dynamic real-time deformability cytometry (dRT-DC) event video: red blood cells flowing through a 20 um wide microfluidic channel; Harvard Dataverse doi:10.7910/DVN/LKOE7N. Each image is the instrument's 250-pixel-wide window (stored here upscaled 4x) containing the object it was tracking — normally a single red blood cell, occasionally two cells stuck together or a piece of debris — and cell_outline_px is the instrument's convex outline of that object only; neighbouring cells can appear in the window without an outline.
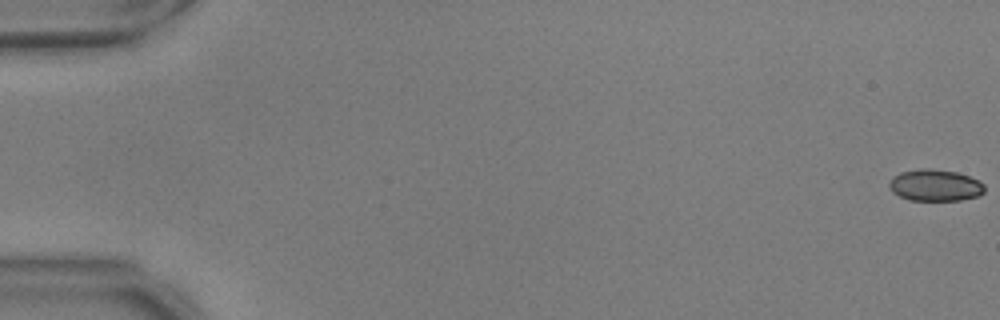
{"species": "common noctule bat (a hibernating species)", "species_latin": "Nyctalus noctula", "temperature_condition": "warm", "stored_images_in_passage": 56, "camera_frame_rate_fps": 3000, "um_per_image_px": 0.085, "animal": {"sex": "male", "body_mass_g": 17.9, "forearm_length_mm": 54.2}, "frame": {"image": 1, "passage_image": 1, "time_ms": 0.0, "image_size_px": [1000, 320], "cell_outline_px": [[984, 192], [980, 196], [960, 200], [908, 200], [892, 192], [888, 184], [900, 172], [924, 168], [928, 168], [956, 172], [968, 176], [984, 184]], "centroid_in_image_um": [79.5, 15.76], "position_along_channel_um": 5.5, "area_um2": 17.4}}
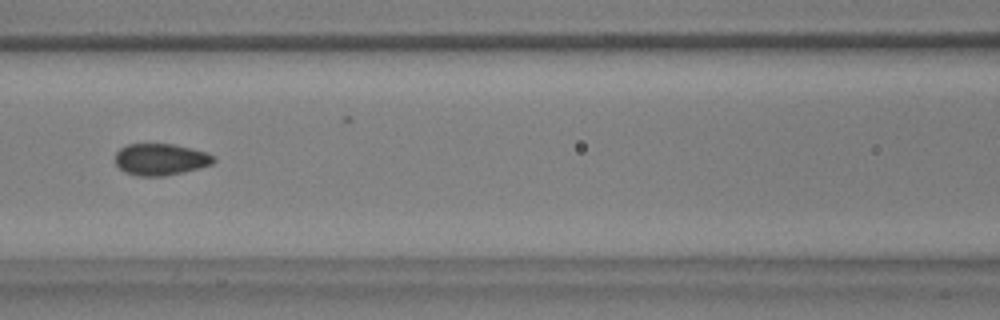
{"frame": {"image": 2, "passage_image": 26, "time_ms": 8.333, "image_size_px": [1000, 320], "cell_outline_px": [[216, 160], [212, 164], [200, 168], [184, 172], [164, 176], [136, 176], [124, 172], [116, 164], [116, 152], [120, 148], [128, 144], [172, 144], [204, 152], [212, 156]], "centroid_in_image_um": [13.62, 13.56], "position_along_channel_um": 153.0, "area_um2": 18.03}}
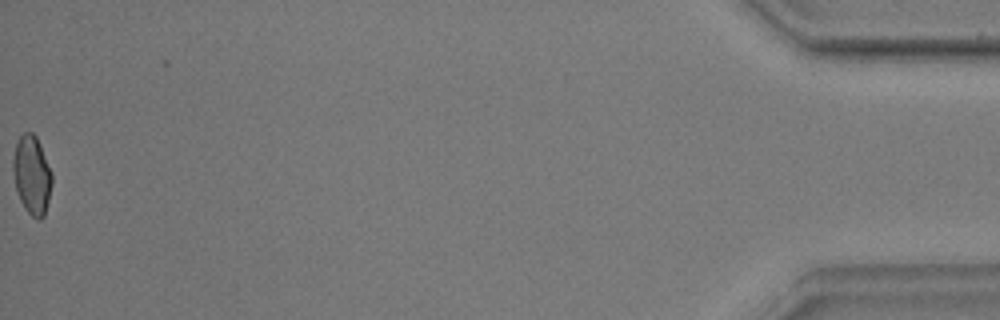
{"frame": {"image": 3, "passage_image": 56, "time_ms": 18.333, "image_size_px": [1000, 320], "cell_outline_px": [[52, 184], [44, 216], [40, 220], [36, 220], [24, 208], [20, 200], [16, 188], [12, 168], [12, 160], [16, 144], [20, 136], [24, 132], [32, 132], [36, 136], [40, 144], [52, 172]], "centroid_in_image_um": [2.71, 14.88], "position_along_channel_um": 432.5, "area_um2": 17.86}, "authors_computed_cell_mechanics": {"area_um2": 18.0625, "velocity_mm_per_s": 3.728, "shape_relaxation_time_tau1_ms": 4.2536, "shape_relaxation_time_tau2_ms": 0.8418, "deformation_change_tau1": 0.1034, "deformation_change_tau2": 0.0469}}